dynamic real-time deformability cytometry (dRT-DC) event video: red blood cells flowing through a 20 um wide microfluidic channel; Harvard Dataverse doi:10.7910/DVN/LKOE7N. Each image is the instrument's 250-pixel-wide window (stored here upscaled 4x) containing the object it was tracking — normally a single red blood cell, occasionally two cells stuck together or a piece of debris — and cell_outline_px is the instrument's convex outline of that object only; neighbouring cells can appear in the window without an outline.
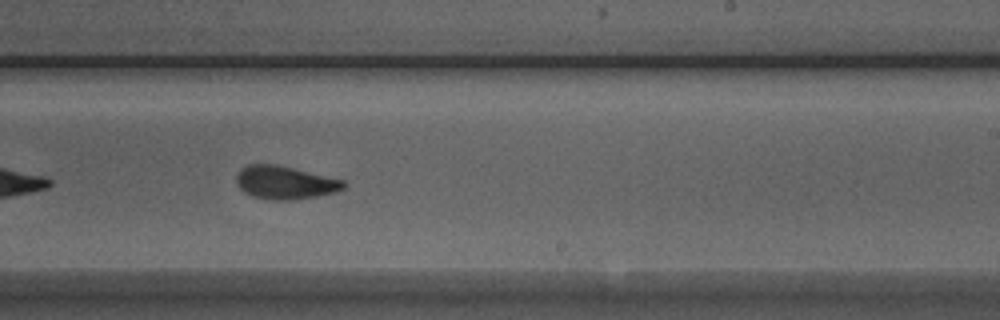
{"species": "Egyptian fruit bat (a non-hibernating species)", "species_latin": "Rousettus aegyptiacus", "temperature_condition": "room temperature", "stored_images_in_passage": 38, "camera_frame_rate_fps": 3000, "um_per_image_px": 0.085, "animal": {"sex": "male"}, "frame": {"image": 1, "passage_image": 17, "time_ms": 5.333, "image_size_px": [1000, 320], "cell_outline_px": [[348, 184], [344, 188], [336, 192], [316, 196], [292, 200], [272, 200], [252, 196], [244, 192], [236, 184], [236, 172], [240, 168], [248, 164], [276, 164], [344, 180]], "centroid_in_image_um": [24.2, 15.51], "position_along_channel_um": 264.8, "area_um2": 20.87}, "authors_computed_cell_mechanics": {"area_um2": 20.7791, "velocity_mm_per_s": 3.9667, "shape_relaxation_time_tau1_ms": 4.2805, "shape_relaxation_time_tau2_ms": 1.5769, "deformation_change_tau1": 0.1391, "deformation_change_tau2": 0.0612}}